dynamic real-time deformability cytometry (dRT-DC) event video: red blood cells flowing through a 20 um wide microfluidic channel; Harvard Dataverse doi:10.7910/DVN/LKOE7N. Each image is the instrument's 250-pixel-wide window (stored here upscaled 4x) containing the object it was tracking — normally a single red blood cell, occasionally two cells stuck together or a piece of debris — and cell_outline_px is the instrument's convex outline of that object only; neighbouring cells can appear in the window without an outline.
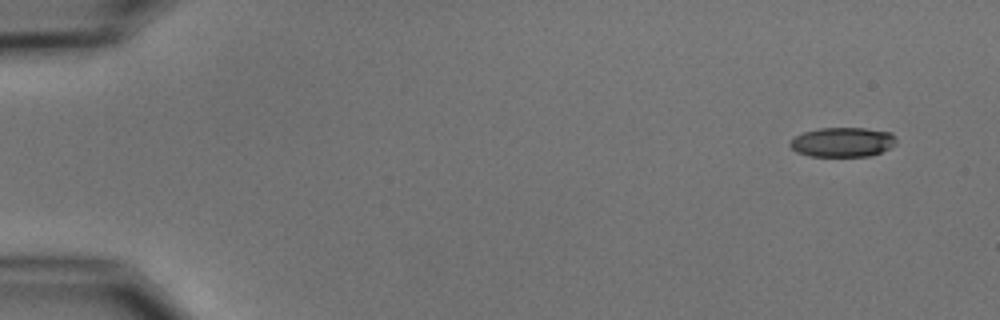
{"species": "common noctule bat (a hibernating species)", "species_latin": "Nyctalus noctula", "temperature_condition": "cold", "stored_images_in_passage": 10, "camera_frame_rate_fps": 3000, "um_per_image_px": 0.085, "animal": {"sex": "male", "body_mass_g": 15.6}, "frame": {"image": 1, "passage_image": 1, "time_ms": 0.0, "image_size_px": [1000, 320], "cell_outline_px": [[896, 144], [880, 152], [868, 156], [808, 156], [796, 152], [788, 144], [788, 140], [804, 132], [820, 128], [864, 128], [892, 132], [896, 140]], "centroid_in_image_um": [71.59, 12.08], "position_along_channel_um": 13.4, "area_um2": 18.32}}
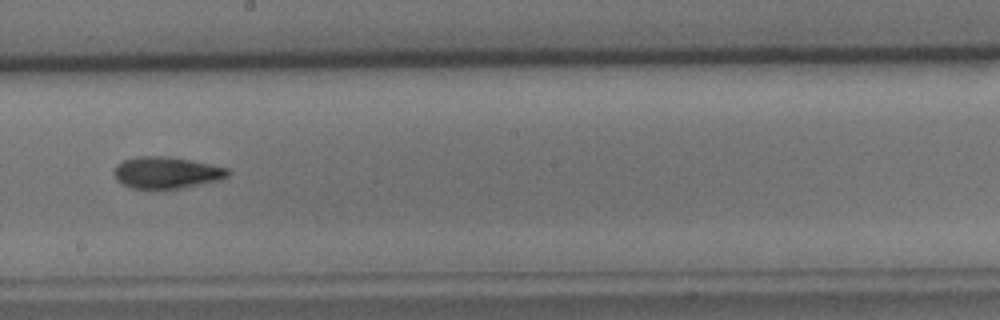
{"frame": {"image": 2, "passage_image": 9, "time_ms": 9.333, "image_size_px": [1000, 320], "cell_outline_px": [[232, 172], [228, 176], [220, 180], [180, 188], [132, 188], [116, 180], [112, 172], [116, 164], [124, 160], [136, 156], [168, 156], [228, 168]], "centroid_in_image_um": [14.13, 14.66], "position_along_channel_um": 234.1, "area_um2": 20.92}}
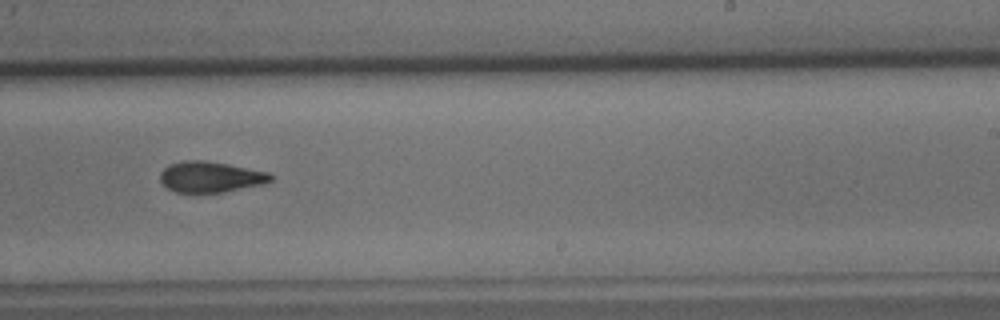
{"frame": {"image": 3, "passage_image": 10, "time_ms": 10.333, "image_size_px": [1000, 320], "cell_outline_px": [[272, 180], [264, 184], [224, 192], [176, 192], [168, 188], [160, 180], [160, 172], [168, 164], [180, 160], [204, 160], [228, 164], [268, 172], [272, 176]], "centroid_in_image_um": [17.87, 15.02], "position_along_channel_um": 271.1, "area_um2": 19.88}}